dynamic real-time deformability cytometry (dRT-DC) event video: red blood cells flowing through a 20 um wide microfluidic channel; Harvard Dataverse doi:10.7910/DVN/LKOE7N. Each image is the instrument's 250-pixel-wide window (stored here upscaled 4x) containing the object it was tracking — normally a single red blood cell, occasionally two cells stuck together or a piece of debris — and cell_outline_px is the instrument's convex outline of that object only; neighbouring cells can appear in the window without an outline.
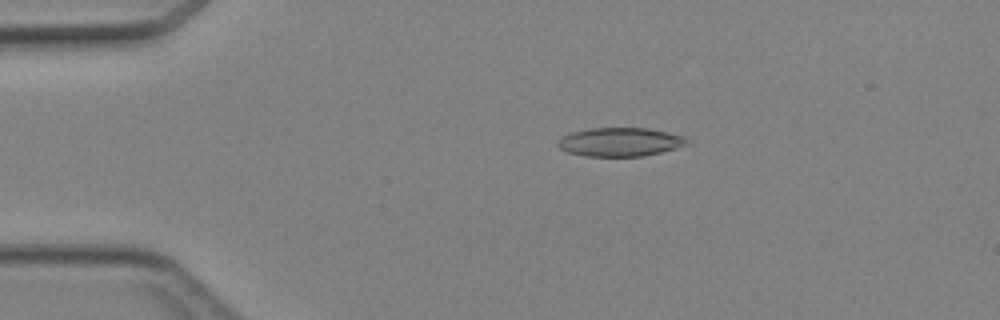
{"species": "Egyptian fruit bat (a non-hibernating species)", "species_latin": "Rousettus aegyptiacus", "temperature_condition": "cold", "stored_images_in_passage": 39, "camera_frame_rate_fps": 3000, "um_per_image_px": 0.085, "animal": {"sex": "female"}, "frame": {"image": 1, "passage_image": 3, "time_ms": 0.667, "image_size_px": [1000, 320], "cell_outline_px": [[688, 144], [676, 148], [644, 156], [584, 156], [568, 152], [560, 148], [556, 144], [556, 140], [572, 132], [592, 128], [648, 128], [684, 136], [688, 140]], "centroid_in_image_um": [52.69, 12.07], "position_along_channel_um": 32.3, "area_um2": 21.5}}
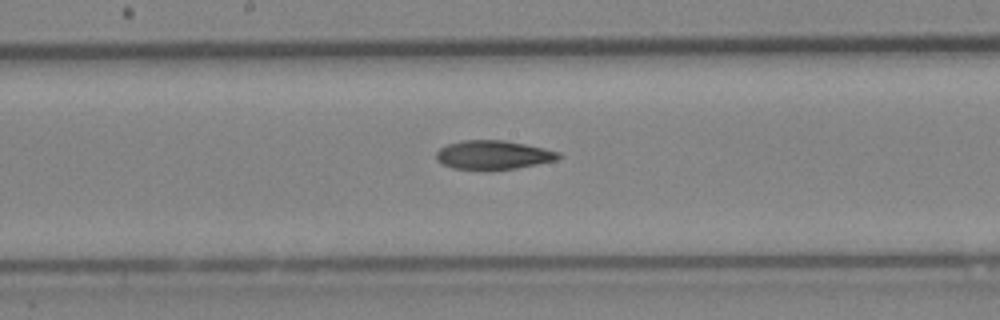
{"frame": {"image": 2, "passage_image": 18, "time_ms": 5.667, "image_size_px": [1000, 320], "cell_outline_px": [[564, 156], [556, 160], [516, 168], [452, 168], [436, 160], [436, 152], [440, 148], [448, 144], [460, 140], [504, 140], [544, 148], [560, 152]], "centroid_in_image_um": [41.94, 13.14], "position_along_channel_um": 206.3, "area_um2": 20.17}}
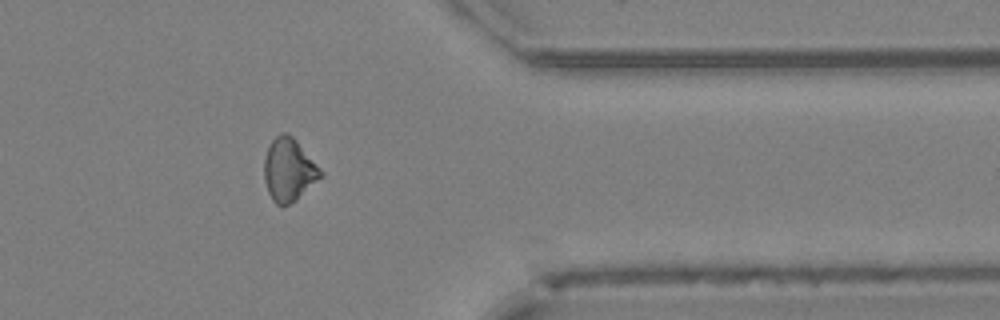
{"frame": {"image": 3, "passage_image": 31, "time_ms": 10.0, "image_size_px": [1000, 320], "cell_outline_px": [[324, 176], [296, 200], [288, 204], [276, 204], [272, 200], [268, 192], [264, 180], [264, 160], [268, 148], [272, 140], [280, 132], [288, 132], [296, 140], [324, 172]], "centroid_in_image_um": [24.57, 14.43], "position_along_channel_um": 386.8, "area_um2": 20.75}}